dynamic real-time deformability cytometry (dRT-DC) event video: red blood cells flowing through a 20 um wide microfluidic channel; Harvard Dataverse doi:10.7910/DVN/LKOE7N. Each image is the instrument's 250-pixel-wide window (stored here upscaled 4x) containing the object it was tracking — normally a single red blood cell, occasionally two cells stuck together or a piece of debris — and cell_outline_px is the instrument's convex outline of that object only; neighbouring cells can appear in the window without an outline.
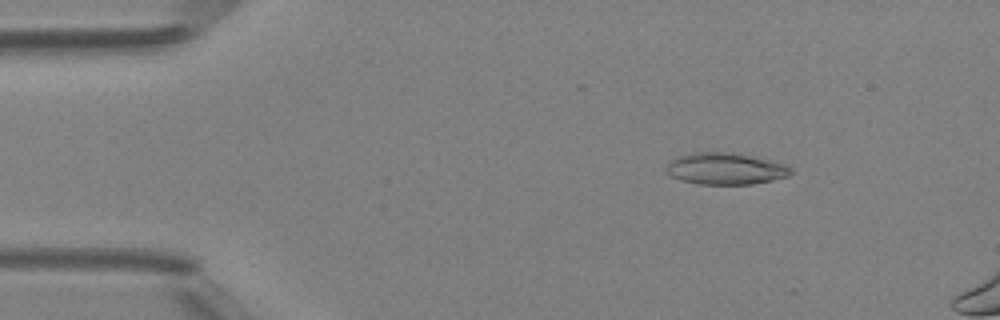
{"species": "Egyptian fruit bat (a non-hibernating species)", "species_latin": "Rousettus aegyptiacus", "temperature_condition": "room temperature", "stored_images_in_passage": 11, "camera_frame_rate_fps": 3000, "um_per_image_px": 0.085, "animal": {"sex": "female"}, "frame": {"image": 1, "passage_image": 7, "time_ms": 2.0, "image_size_px": [1000, 320], "cell_outline_px": [[792, 172], [788, 176], [772, 180], [752, 184], [696, 184], [680, 180], [672, 176], [664, 168], [668, 160], [676, 156], [692, 152], [736, 152], [784, 164], [792, 168]], "centroid_in_image_um": [61.6, 14.33], "position_along_channel_um": 23.4, "area_um2": 23.24}}